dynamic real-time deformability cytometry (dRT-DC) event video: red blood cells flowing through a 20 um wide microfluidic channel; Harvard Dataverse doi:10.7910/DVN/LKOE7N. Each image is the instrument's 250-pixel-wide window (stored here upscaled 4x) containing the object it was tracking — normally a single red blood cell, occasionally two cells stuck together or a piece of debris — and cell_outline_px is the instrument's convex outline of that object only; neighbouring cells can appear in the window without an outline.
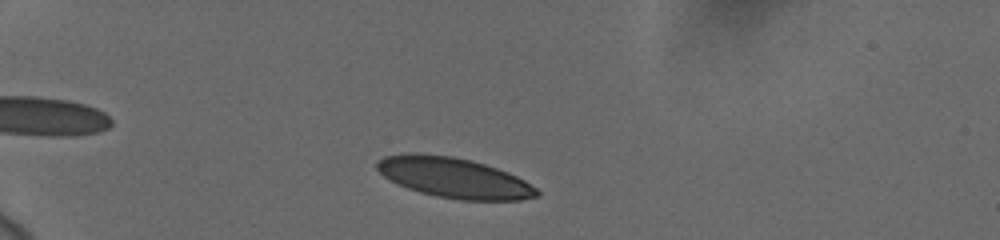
{"species": "human", "species_latin": "Homo sapiens", "temperature_condition": "cold", "stored_images_in_passage": 45, "camera_frame_rate_fps": 3000, "um_per_image_px": 0.085, "donor": {"sex": "female"}, "frame": {"image": 1, "passage_image": 4, "time_ms": 1.0, "image_size_px": [1000, 240], "cell_outline_px": [[540, 196], [520, 200], [460, 200], [436, 196], [420, 192], [396, 184], [384, 176], [376, 168], [376, 160], [384, 156], [408, 152], [416, 152], [452, 156], [472, 160], [508, 172], [524, 180], [536, 188], [540, 192]], "centroid_in_image_um": [38.56, 15.09], "position_along_channel_um": 46.4, "area_um2": 37.74}}
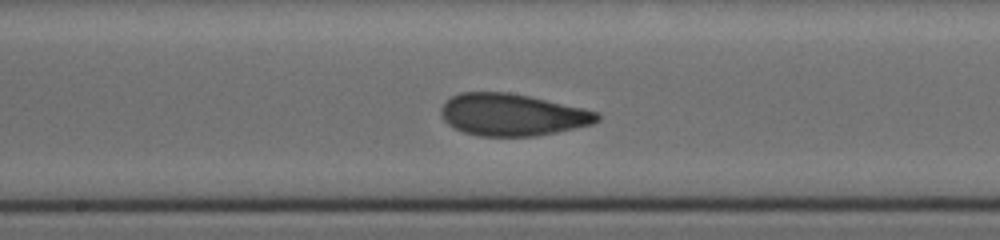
{"frame": {"image": 2, "passage_image": 21, "time_ms": 6.667, "image_size_px": [1000, 240], "cell_outline_px": [[600, 120], [592, 124], [556, 132], [536, 136], [480, 136], [464, 132], [448, 124], [444, 120], [440, 112], [440, 108], [452, 96], [460, 92], [508, 92], [528, 96], [584, 108], [600, 112]], "centroid_in_image_um": [43.56, 9.75], "position_along_channel_um": 204.6, "area_um2": 38.15}}
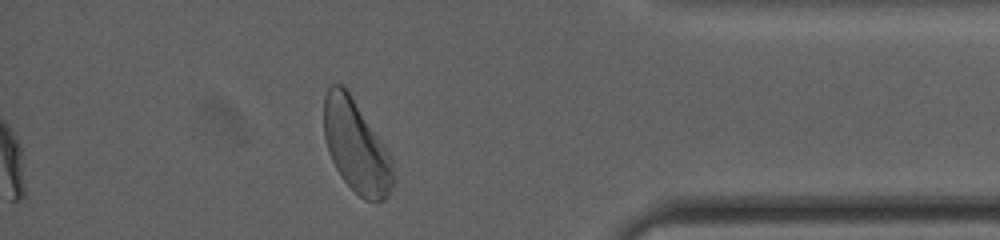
{"frame": {"image": 3, "passage_image": 39, "time_ms": 12.667, "image_size_px": [1000, 240], "cell_outline_px": [[396, 180], [388, 196], [384, 200], [364, 200], [340, 176], [328, 152], [324, 140], [324, 96], [328, 88], [332, 84], [344, 84], [352, 96], [388, 152], [392, 160], [396, 176]], "centroid_in_image_um": [30.28, 12.45], "position_along_channel_um": 404.9, "area_um2": 37.28}, "authors_computed_cell_mechanics": {"area_um2": 37.859, "velocity_mm_per_s": 3.7043, "shape_relaxation_time_tau1_ms": 4.255, "shape_relaxation_time_tau2_ms": 1.0377, "deformation_change_tau1": 0.1506, "deformation_change_tau2": 0.0625}}